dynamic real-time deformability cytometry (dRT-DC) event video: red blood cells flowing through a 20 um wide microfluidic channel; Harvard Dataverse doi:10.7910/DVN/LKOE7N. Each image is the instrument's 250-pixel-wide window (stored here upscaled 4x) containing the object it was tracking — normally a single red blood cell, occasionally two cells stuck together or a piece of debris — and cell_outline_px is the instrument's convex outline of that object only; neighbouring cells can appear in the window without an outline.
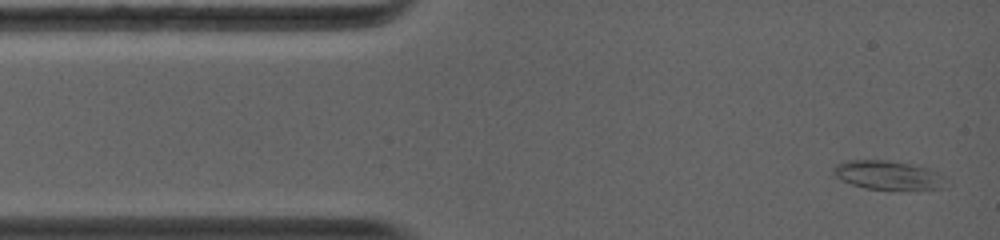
{"species": "common noctule bat (a hibernating species)", "species_latin": "Nyctalus noctula", "temperature_condition": "warm", "stored_images_in_passage": 30, "camera_frame_rate_fps": 5000, "um_per_image_px": 0.085, "animal": {"sex": "female", "body_mass_g": 19.0, "forearm_length_mm": 56.7}, "frame": {"image": 1, "passage_image": 1, "time_ms": 0.0, "image_size_px": [1000, 240], "cell_outline_px": [[940, 188], [868, 188], [852, 184], [836, 176], [832, 172], [832, 168], [848, 160], [884, 160], [908, 164], [924, 168], [940, 176]], "centroid_in_image_um": [75.3, 14.85], "position_along_channel_um": 9.7, "area_um2": 17.4}}
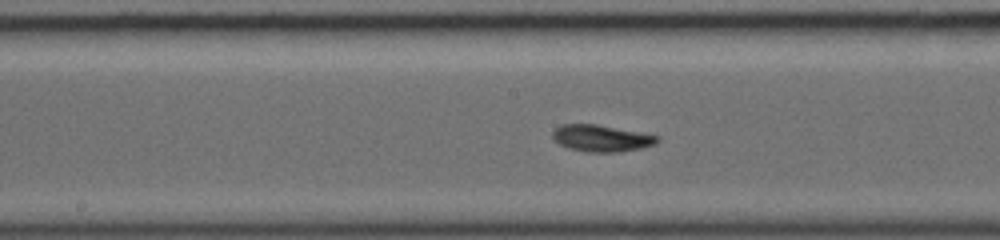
{"frame": {"image": 2, "passage_image": 14, "time_ms": 6.0, "image_size_px": [1000, 240], "cell_outline_px": [[660, 140], [656, 144], [640, 148], [620, 152], [588, 152], [568, 148], [552, 140], [552, 132], [560, 124], [596, 124], [660, 136]], "centroid_in_image_um": [51.1, 11.75], "position_along_channel_um": 197.1, "area_um2": 16.36}}
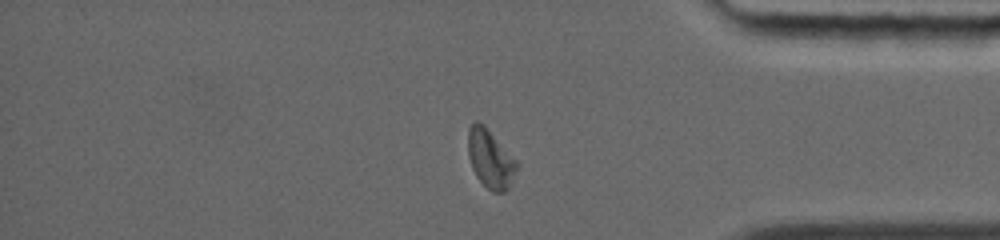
{"frame": {"image": 3, "passage_image": 26, "time_ms": 11.0, "image_size_px": [1000, 240], "cell_outline_px": [[520, 164], [508, 188], [504, 192], [492, 192], [476, 176], [472, 168], [468, 156], [468, 128], [476, 120], [484, 124]], "centroid_in_image_um": [41.68, 13.49], "position_along_channel_um": 393.5, "area_um2": 16.65}, "authors_computed_cell_mechanics": {"area_um2": 16.2129, "velocity_mm_per_s": 4.2342, "shape_relaxation_time_tau1_ms": 2.7182, "shape_relaxation_time_tau2_ms": 6.6594, "deformation_change_tau1": 0.1418, "deformation_change_tau2": 0.1507}}